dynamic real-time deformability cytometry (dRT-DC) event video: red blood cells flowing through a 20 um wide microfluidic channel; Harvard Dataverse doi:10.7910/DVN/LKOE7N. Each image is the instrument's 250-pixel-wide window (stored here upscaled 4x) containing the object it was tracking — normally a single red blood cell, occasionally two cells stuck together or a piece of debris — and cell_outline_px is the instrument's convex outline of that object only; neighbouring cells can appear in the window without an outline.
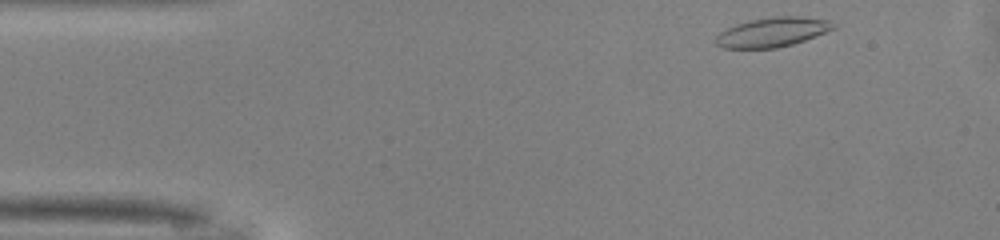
{"species": "common noctule bat (a hibernating species)", "species_latin": "Nyctalus noctula", "temperature_condition": "warm", "stored_images_in_passage": 33, "camera_frame_rate_fps": 3000, "um_per_image_px": 0.085, "animal": {"sex": "male", "body_mass_g": 13.0, "forearm_length_mm": 53.1}, "frame": {"image": 1, "passage_image": 1, "time_ms": 0.0, "image_size_px": [1000, 240], "cell_outline_px": [[836, 28], [804, 40], [792, 44], [776, 48], [724, 48], [716, 44], [716, 36], [720, 32], [736, 24], [748, 20], [772, 16], [800, 16], [828, 20], [836, 24]], "centroid_in_image_um": [65.66, 2.72], "position_along_channel_um": 19.3, "area_um2": 20.11}}
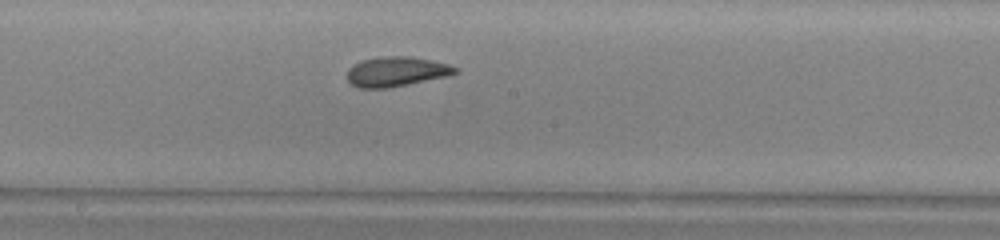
{"frame": {"image": 2, "passage_image": 21, "time_ms": 6.667, "image_size_px": [1000, 240], "cell_outline_px": [[460, 72], [444, 76], [408, 84], [388, 88], [356, 88], [348, 80], [348, 68], [352, 64], [360, 60], [384, 56], [412, 56], [432, 60], [448, 64], [460, 68]], "centroid_in_image_um": [33.67, 6.07], "position_along_channel_um": 214.5, "area_um2": 18.84}}
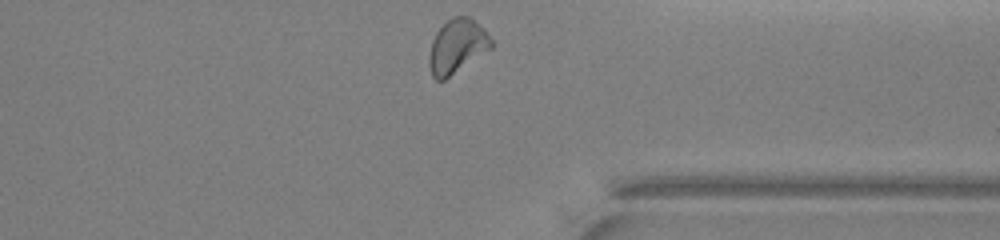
{"frame": {"image": 3, "passage_image": 33, "time_ms": 10.667, "image_size_px": [1000, 240], "cell_outline_px": [[492, 48], [444, 80], [436, 80], [432, 76], [428, 64], [428, 56], [432, 40], [436, 32], [448, 20], [456, 16], [468, 16], [484, 28], [492, 40]], "centroid_in_image_um": [38.84, 3.94], "position_along_channel_um": 372.6, "area_um2": 19.48}, "authors_computed_cell_mechanics": {"area_um2": 18.8428, "velocity_mm_per_s": 4.0964, "shape_relaxation_time_tau1_ms": 6.5582, "shape_relaxation_time_tau2_ms": 1.5602, "deformation_change_tau1": 0.1742, "deformation_change_tau2": 0.0846}}